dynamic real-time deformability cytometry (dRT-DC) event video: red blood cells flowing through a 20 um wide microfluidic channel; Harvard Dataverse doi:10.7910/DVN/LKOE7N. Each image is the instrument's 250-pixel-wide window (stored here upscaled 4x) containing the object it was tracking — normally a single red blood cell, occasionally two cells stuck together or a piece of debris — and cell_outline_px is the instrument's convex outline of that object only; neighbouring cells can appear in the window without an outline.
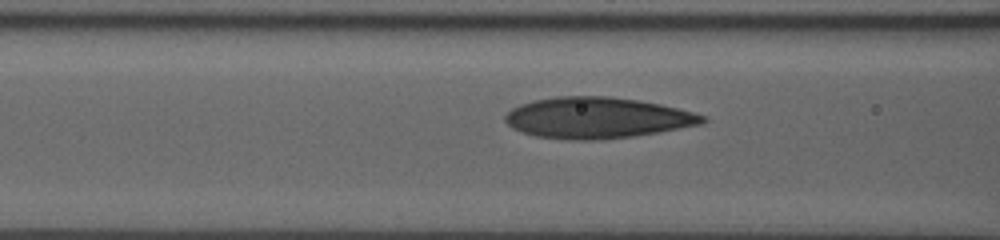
{"species": "human", "species_latin": "Homo sapiens", "temperature_condition": "room temperature", "stored_images_in_passage": 18, "camera_frame_rate_fps": 3000, "um_per_image_px": 0.085, "donor": {"sex": "male"}, "frame": {"image": 1, "passage_image": 9, "time_ms": 2.667, "image_size_px": [1000, 240], "cell_outline_px": [[708, 120], [700, 124], [656, 132], [632, 136], [592, 140], [572, 140], [536, 136], [512, 128], [504, 120], [504, 116], [512, 108], [520, 104], [532, 100], [556, 96], [608, 96], [636, 100], [660, 104], [708, 116]], "centroid_in_image_um": [50.72, 10.0], "position_along_channel_um": 115.9, "area_um2": 46.88}}
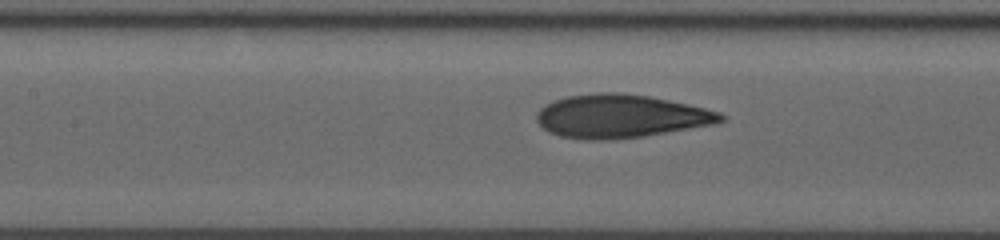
{"frame": {"image": 2, "passage_image": 12, "time_ms": 3.667, "image_size_px": [1000, 240], "cell_outline_px": [[728, 116], [724, 120], [716, 124], [644, 136], [604, 140], [588, 140], [560, 136], [548, 132], [536, 120], [536, 112], [544, 104], [564, 96], [596, 92], [620, 92], [648, 96], [688, 104], [720, 112]], "centroid_in_image_um": [52.74, 9.87], "position_along_channel_um": 154.7, "area_um2": 46.76}}
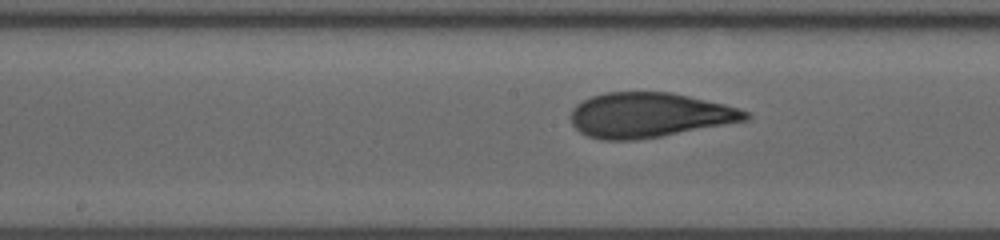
{"frame": {"image": 3, "passage_image": 15, "time_ms": 4.667, "image_size_px": [1000, 240], "cell_outline_px": [[752, 116], [748, 120], [660, 136], [636, 140], [600, 140], [588, 136], [580, 132], [572, 124], [572, 108], [576, 104], [592, 96], [604, 92], [672, 92], [724, 104], [748, 112]], "centroid_in_image_um": [55.16, 9.78], "position_along_channel_um": 193.0, "area_um2": 45.43}}